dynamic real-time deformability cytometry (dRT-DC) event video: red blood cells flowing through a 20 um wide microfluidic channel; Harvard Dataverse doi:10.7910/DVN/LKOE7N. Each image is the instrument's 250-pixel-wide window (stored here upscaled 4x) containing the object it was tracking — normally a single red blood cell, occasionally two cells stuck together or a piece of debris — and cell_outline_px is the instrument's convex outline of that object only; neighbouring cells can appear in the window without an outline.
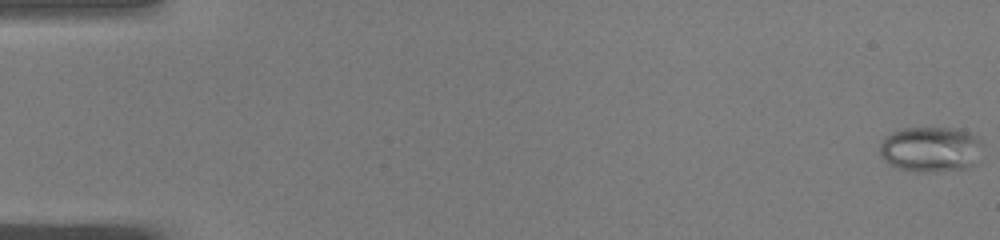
{"species": "common noctule bat (a hibernating species)", "species_latin": "Nyctalus noctula", "temperature_condition": "warm", "stored_images_in_passage": 51, "camera_frame_rate_fps": 3000, "um_per_image_px": 0.085, "animal": {"sex": "male", "body_mass_g": 19.0, "forearm_length_mm": 50.8}, "frame": {"image": 1, "passage_image": 1, "time_ms": 0.0, "image_size_px": [1000, 240], "cell_outline_px": [[980, 144], [976, 164], [968, 168], [932, 172], [920, 172], [900, 168], [888, 164], [880, 156], [880, 144], [884, 136], [892, 132], [904, 128], [960, 128], [980, 136]], "centroid_in_image_um": [79.1, 12.68], "position_along_channel_um": 5.9, "area_um2": 27.46}}
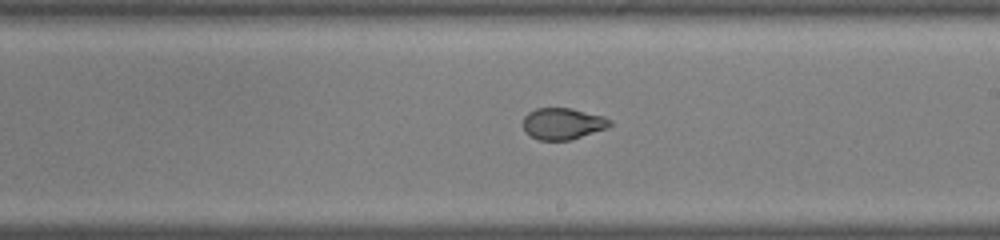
{"frame": {"image": 2, "passage_image": 30, "time_ms": 9.667, "image_size_px": [1000, 240], "cell_outline_px": [[612, 124], [608, 128], [572, 140], [540, 140], [524, 132], [524, 116], [528, 112], [536, 108], [572, 108], [604, 116], [612, 120]], "centroid_in_image_um": [47.87, 10.51], "position_along_channel_um": 241.1, "area_um2": 16.13}}
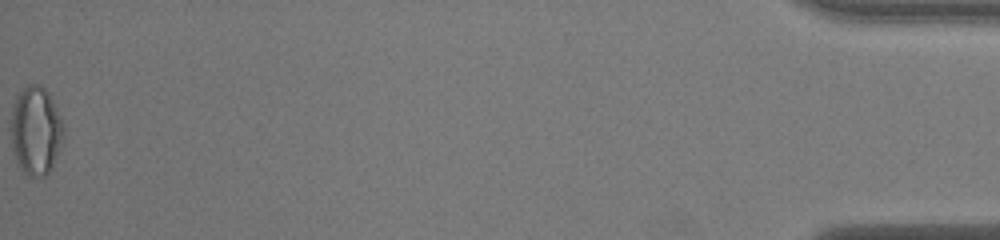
{"frame": {"image": 3, "passage_image": 51, "time_ms": 16.667, "image_size_px": [1000, 240], "cell_outline_px": [[64, 132], [52, 168], [44, 176], [28, 176], [20, 168], [12, 148], [12, 104], [16, 96], [28, 84], [36, 84], [44, 88], [48, 92], [64, 124]], "centroid_in_image_um": [3.04, 11.09], "position_along_channel_um": 432.2, "area_um2": 26.76}, "authors_computed_cell_mechanics": {"area_um2": 19.8832, "velocity_mm_per_s": 4.0872, "shape_relaxation_time_tau1_ms": null, "shape_relaxation_time_tau2_ms": 0.7476, "deformation_change_tau1": null, "deformation_change_tau2": 0.0632}}